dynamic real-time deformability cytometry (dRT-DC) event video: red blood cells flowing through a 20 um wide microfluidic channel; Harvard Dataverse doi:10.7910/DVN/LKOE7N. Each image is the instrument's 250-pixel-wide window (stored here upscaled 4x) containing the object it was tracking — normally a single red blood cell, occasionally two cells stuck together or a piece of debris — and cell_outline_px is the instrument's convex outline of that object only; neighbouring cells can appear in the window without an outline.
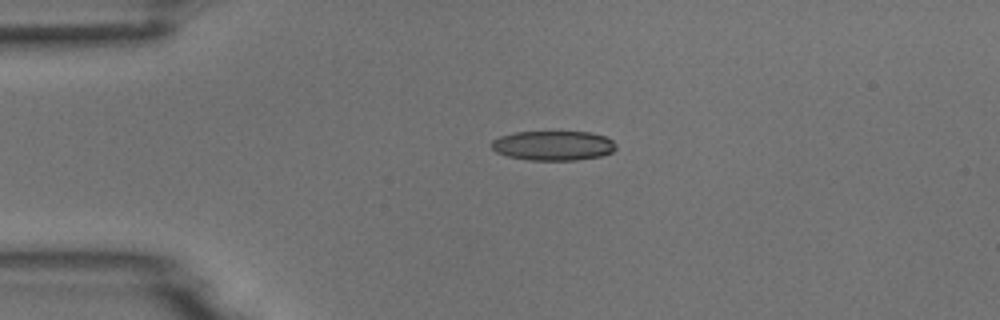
{"species": "common noctule bat (a hibernating species)", "species_latin": "Nyctalus noctula", "temperature_condition": "room temperature", "stored_images_in_passage": 2, "camera_frame_rate_fps": 3000, "um_per_image_px": 0.085, "animal": {"sex": "male", "body_mass_g": 18.8}, "frame": {"image": 1, "passage_image": 1, "time_ms": 0.0, "image_size_px": [1000, 320], "cell_outline_px": [[616, 148], [612, 152], [600, 156], [576, 160], [528, 160], [508, 156], [496, 152], [492, 148], [492, 140], [500, 136], [516, 132], [592, 132], [604, 136], [612, 140], [616, 144]], "centroid_in_image_um": [47.03, 12.37], "position_along_channel_um": 38.0, "area_um2": 21.44}}